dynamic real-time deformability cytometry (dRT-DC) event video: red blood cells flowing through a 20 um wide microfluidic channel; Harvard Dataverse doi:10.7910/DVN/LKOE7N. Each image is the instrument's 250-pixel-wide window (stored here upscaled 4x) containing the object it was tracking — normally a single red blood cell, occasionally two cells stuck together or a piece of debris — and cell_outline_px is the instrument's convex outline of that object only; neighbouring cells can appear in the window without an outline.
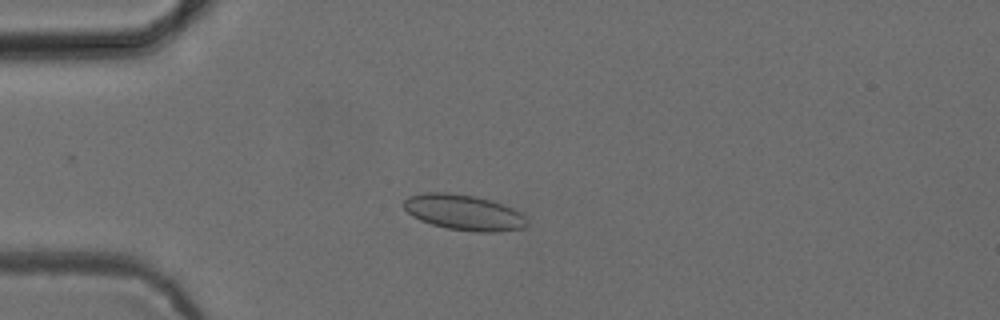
{"species": "common noctule bat (a hibernating species)", "species_latin": "Nyctalus noctula", "temperature_condition": "cold", "stored_images_in_passage": 45, "camera_frame_rate_fps": 3000, "um_per_image_px": 0.085, "animal": {"sex": "female", "body_mass_g": 24.6, "forearm_length_mm": 56.2}, "frame": {"image": 1, "passage_image": 14, "time_ms": 4.333, "image_size_px": [1000, 320], "cell_outline_px": [[528, 224], [524, 228], [496, 232], [472, 232], [448, 228], [432, 224], [420, 220], [412, 216], [404, 208], [404, 200], [408, 196], [424, 192], [448, 192], [476, 196], [512, 208], [520, 212], [528, 220]], "centroid_in_image_um": [39.42, 18.06], "position_along_channel_um": 45.6, "area_um2": 25.55}}
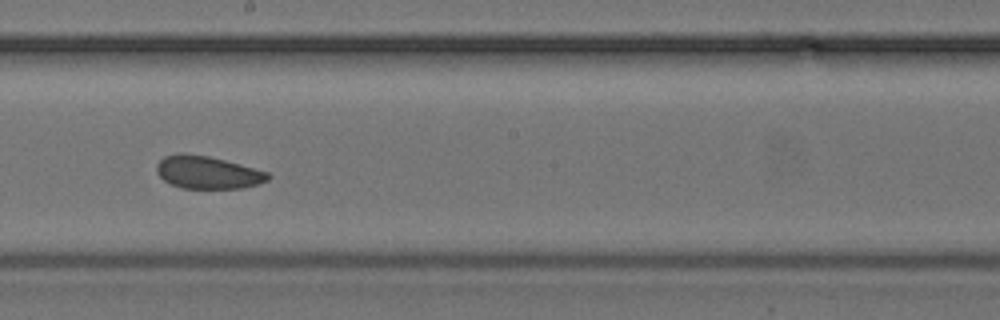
{"frame": {"image": 2, "passage_image": 30, "time_ms": 9.667, "image_size_px": [1000, 320], "cell_outline_px": [[272, 176], [268, 180], [244, 188], [180, 188], [164, 180], [156, 172], [156, 164], [164, 156], [176, 152], [184, 152], [208, 156], [240, 164], [268, 172]], "centroid_in_image_um": [17.62, 14.64], "position_along_channel_um": 230.6, "area_um2": 21.33}}
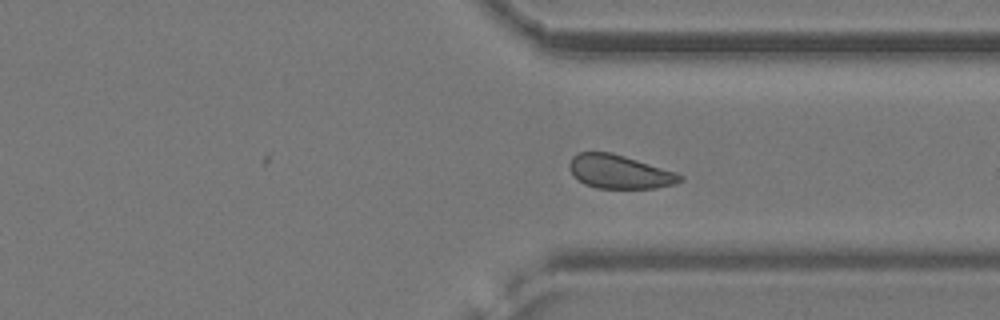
{"frame": {"image": 3, "passage_image": 40, "time_ms": 13.0, "image_size_px": [1000, 320], "cell_outline_px": [[684, 180], [676, 184], [656, 188], [596, 188], [584, 184], [572, 176], [568, 168], [568, 164], [572, 156], [580, 152], [612, 152], [676, 172], [684, 176]], "centroid_in_image_um": [52.64, 14.6], "position_along_channel_um": 358.8, "area_um2": 21.96}, "authors_computed_cell_mechanics": {"area_um2": 21.964, "velocity_mm_per_s": 3.8579, "shape_relaxation_time_tau1_ms": null, "shape_relaxation_time_tau2_ms": 2.212, "deformation_change_tau1": null, "deformation_change_tau2": 0.0727}}